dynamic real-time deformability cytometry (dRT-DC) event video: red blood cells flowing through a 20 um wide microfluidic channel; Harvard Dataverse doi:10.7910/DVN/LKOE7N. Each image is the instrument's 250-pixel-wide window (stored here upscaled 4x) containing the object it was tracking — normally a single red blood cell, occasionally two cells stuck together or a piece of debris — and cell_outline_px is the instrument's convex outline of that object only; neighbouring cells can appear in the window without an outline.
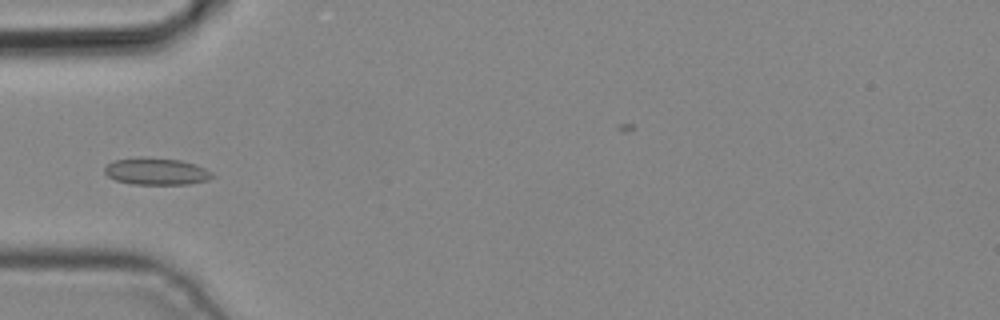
{"species": "common noctule bat (a hibernating species)", "species_latin": "Nyctalus noctula", "temperature_condition": "cold", "stored_images_in_passage": 5, "camera_frame_rate_fps": 3000, "um_per_image_px": 0.085, "animal": {"sex": "male", "body_mass_g": 19.2, "forearm_length_mm": 51.8}, "frame": {"image": 1, "passage_image": 5, "time_ms": 1.333, "image_size_px": [1000, 320], "cell_outline_px": [[216, 176], [208, 180], [188, 184], [132, 184], [116, 180], [108, 176], [104, 172], [104, 168], [112, 160], [140, 156], [144, 156], [180, 160], [196, 164], [212, 172]], "centroid_in_image_um": [13.29, 14.55], "position_along_channel_um": 71.7, "area_um2": 17.17}}